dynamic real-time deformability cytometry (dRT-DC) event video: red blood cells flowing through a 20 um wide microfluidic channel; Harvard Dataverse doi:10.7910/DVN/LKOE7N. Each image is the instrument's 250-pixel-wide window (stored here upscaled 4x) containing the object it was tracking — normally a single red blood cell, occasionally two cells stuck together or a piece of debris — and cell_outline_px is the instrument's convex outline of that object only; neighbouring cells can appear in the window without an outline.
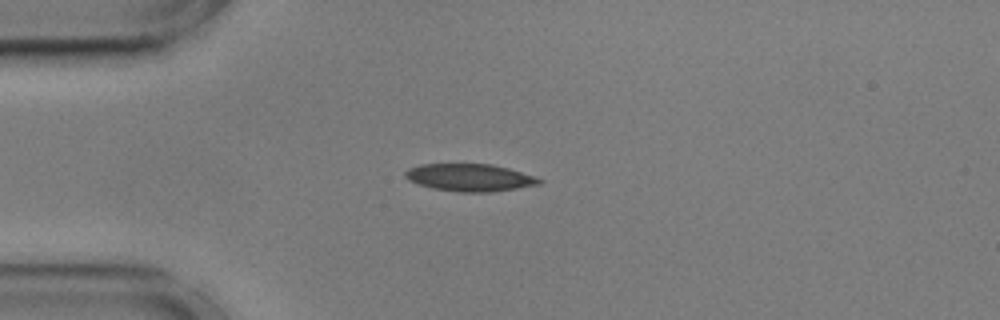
{"species": "common noctule bat (a hibernating species)", "species_latin": "Nyctalus noctula", "temperature_condition": "cold", "stored_images_in_passage": 43, "camera_frame_rate_fps": 3000, "um_per_image_px": 0.085, "animal": {"sex": "male", "body_mass_g": 17.9, "forearm_length_mm": 54.2}, "frame": {"image": 1, "passage_image": 1, "time_ms": 0.0, "image_size_px": [1000, 320], "cell_outline_px": [[544, 180], [540, 184], [492, 192], [460, 192], [432, 188], [408, 180], [404, 176], [404, 172], [408, 168], [420, 164], [492, 164], [508, 168]], "centroid_in_image_um": [39.89, 15.09], "position_along_channel_um": 45.1, "area_um2": 21.27}}
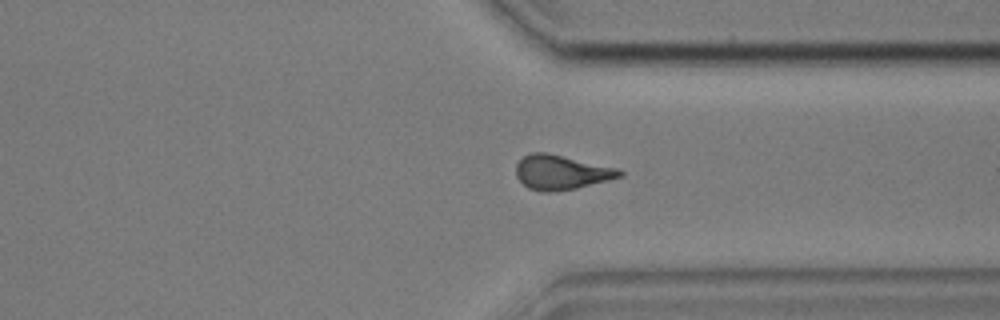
{"frame": {"image": 2, "passage_image": 29, "time_ms": 9.333, "image_size_px": [1000, 320], "cell_outline_px": [[624, 176], [576, 188], [552, 192], [540, 192], [528, 188], [516, 176], [516, 164], [524, 156], [532, 152], [548, 152], [616, 168], [624, 172]], "centroid_in_image_um": [47.69, 14.65], "position_along_channel_um": 363.7, "area_um2": 20.81}}
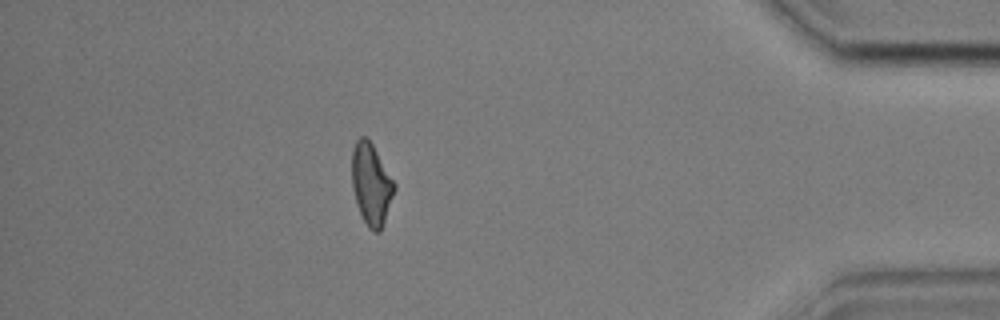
{"frame": {"image": 3, "passage_image": 36, "time_ms": 11.667, "image_size_px": [1000, 320], "cell_outline_px": [[396, 188], [380, 232], [372, 232], [368, 228], [356, 204], [352, 188], [352, 148], [356, 140], [360, 136], [364, 136], [372, 144], [396, 184]], "centroid_in_image_um": [31.54, 15.66], "position_along_channel_um": 403.7, "area_um2": 20.11}, "authors_computed_cell_mechanics": {"area_um2": 20.9236, "velocity_mm_per_s": 3.589, "shape_relaxation_time_tau1_ms": 7.7763, "shape_relaxation_time_tau2_ms": 3.3856, "deformation_change_tau1": 0.1734, "deformation_change_tau2": 0.0971}}